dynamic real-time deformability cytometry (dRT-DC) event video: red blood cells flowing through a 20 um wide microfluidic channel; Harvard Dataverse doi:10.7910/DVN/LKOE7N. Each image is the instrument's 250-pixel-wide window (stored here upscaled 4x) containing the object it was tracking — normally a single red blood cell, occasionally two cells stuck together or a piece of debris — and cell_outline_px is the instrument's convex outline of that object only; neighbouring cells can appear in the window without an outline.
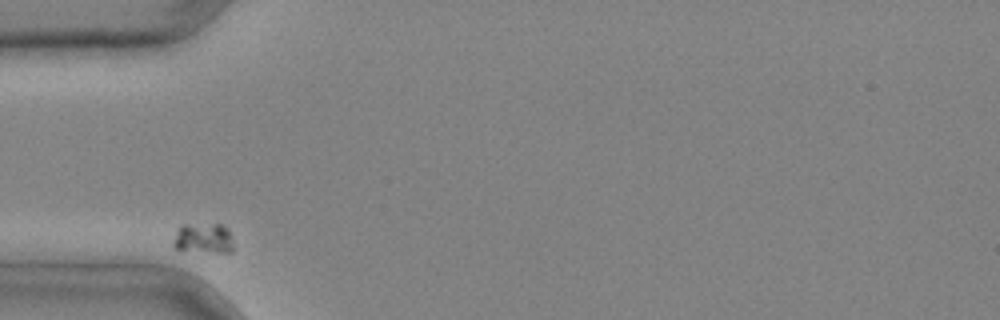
{"species": "common noctule bat (a hibernating species)", "species_latin": "Nyctalus noctula", "temperature_condition": "cold", "stored_images_in_passage": 1, "camera_frame_rate_fps": 3000, "um_per_image_px": 0.085, "animal": {"sex": "male", "body_mass_g": 20.4}, "frame": {"image": 1, "passage_image": 1, "time_ms": 0.0, "image_size_px": [1000, 320], "cell_outline_px": [[232, 252], [220, 252], [176, 248], [172, 244], [172, 240], [176, 232], [184, 224], [220, 224], [228, 232], [232, 244]], "centroid_in_image_um": [17.26, 20.24], "position_along_channel_um": 67.7, "area_um2": 10.12}}